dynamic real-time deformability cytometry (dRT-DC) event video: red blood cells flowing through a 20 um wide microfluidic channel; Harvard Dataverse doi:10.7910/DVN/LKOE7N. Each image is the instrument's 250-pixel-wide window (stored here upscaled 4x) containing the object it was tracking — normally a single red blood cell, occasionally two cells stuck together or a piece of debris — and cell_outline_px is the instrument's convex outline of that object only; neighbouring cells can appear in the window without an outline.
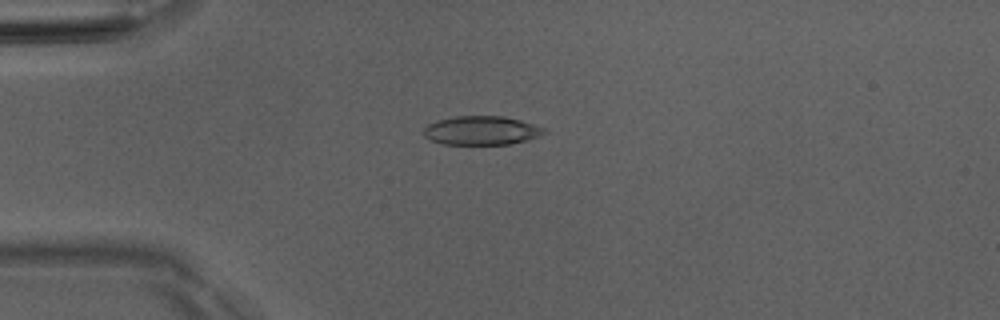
{"species": "Egyptian fruit bat (a non-hibernating species)", "species_latin": "Rousettus aegyptiacus", "temperature_condition": "room temperature", "stored_images_in_passage": 42, "camera_frame_rate_fps": 3000, "um_per_image_px": 0.085, "animal": {"sex": "male"}, "frame": {"image": 1, "passage_image": 5, "time_ms": 1.333, "image_size_px": [1000, 320], "cell_outline_px": [[548, 132], [524, 140], [508, 144], [444, 144], [432, 140], [424, 136], [424, 128], [428, 124], [436, 120], [456, 116], [504, 116], [520, 120], [544, 128]], "centroid_in_image_um": [40.89, 11.08], "position_along_channel_um": 44.1, "area_um2": 20.0}}
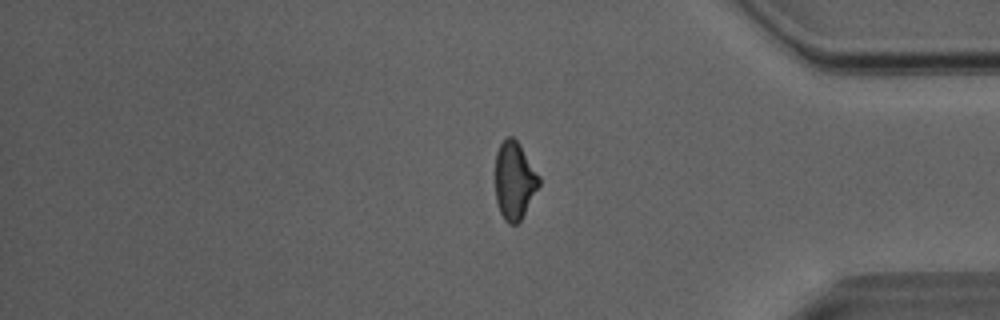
{"frame": {"image": 2, "passage_image": 34, "time_ms": 11.0, "image_size_px": [1000, 320], "cell_outline_px": [[540, 184], [520, 220], [516, 224], [508, 224], [504, 220], [500, 212], [496, 200], [496, 152], [504, 136], [512, 136], [520, 144], [540, 176]], "centroid_in_image_um": [43.72, 15.31], "position_along_channel_um": 391.5, "area_um2": 19.77}}
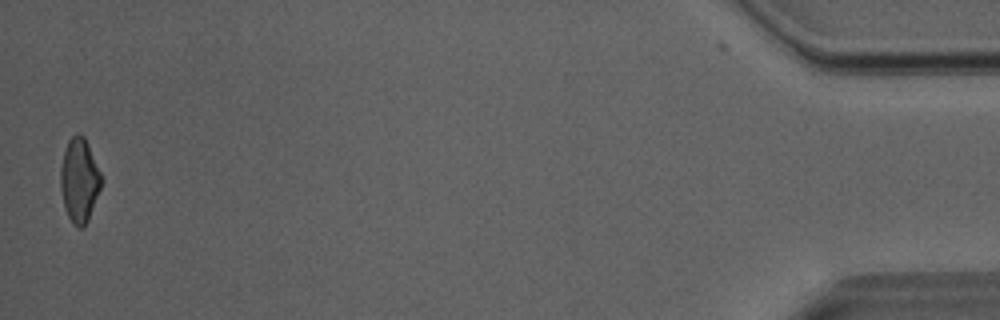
{"frame": {"image": 3, "passage_image": 42, "time_ms": 13.667, "image_size_px": [1000, 320], "cell_outline_px": [[104, 180], [88, 220], [80, 228], [76, 228], [72, 224], [64, 208], [60, 188], [60, 168], [64, 152], [68, 140], [76, 132], [80, 132], [84, 136], [88, 144]], "centroid_in_image_um": [6.75, 15.31], "position_along_channel_um": 428.5, "area_um2": 20.23}, "authors_computed_cell_mechanics": {"area_um2": 20.4323, "velocity_mm_per_s": 4.0622, "shape_relaxation_time_tau1_ms": 5.1524, "shape_relaxation_time_tau2_ms": 2.2906, "deformation_change_tau1": 0.1678, "deformation_change_tau2": 0.0839}}